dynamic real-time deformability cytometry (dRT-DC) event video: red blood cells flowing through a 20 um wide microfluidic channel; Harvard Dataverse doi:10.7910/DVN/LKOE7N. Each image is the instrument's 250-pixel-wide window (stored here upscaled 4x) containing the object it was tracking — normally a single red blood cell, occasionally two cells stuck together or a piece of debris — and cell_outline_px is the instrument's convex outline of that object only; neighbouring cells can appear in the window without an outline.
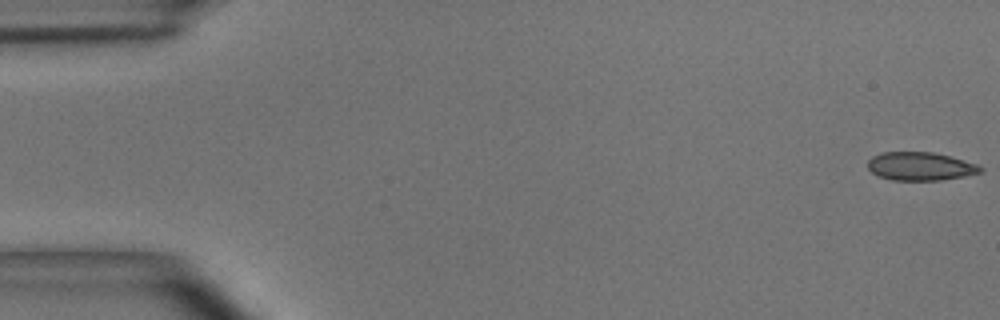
{"species": "common noctule bat (a hibernating species)", "species_latin": "Nyctalus noctula", "temperature_condition": "room temperature", "stored_images_in_passage": 4, "camera_frame_rate_fps": 3000, "um_per_image_px": 0.085, "animal": {"sex": "male", "body_mass_g": 15.6}, "frame": {"image": 1, "passage_image": 1, "time_ms": 0.0, "image_size_px": [1000, 320], "cell_outline_px": [[984, 172], [964, 176], [940, 180], [892, 180], [880, 176], [872, 172], [868, 168], [868, 160], [872, 156], [880, 152], [932, 152], [980, 164], [984, 168]], "centroid_in_image_um": [78.26, 14.13], "position_along_channel_um": 6.7, "area_um2": 18.67}}
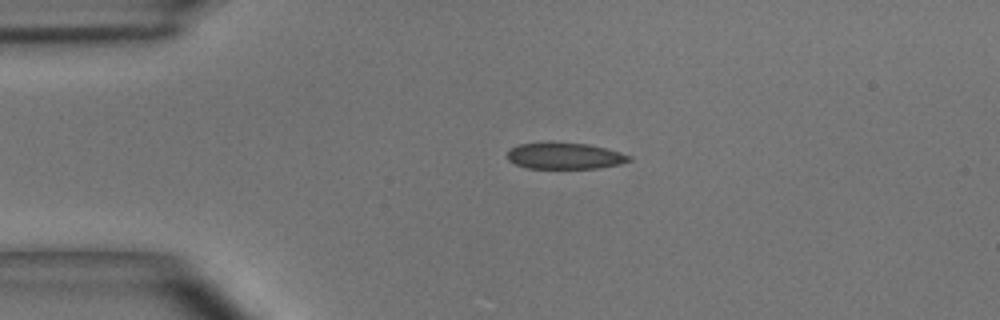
{"frame": {"image": 2, "passage_image": 4, "time_ms": 1.0, "image_size_px": [1000, 320], "cell_outline_px": [[632, 160], [620, 164], [600, 168], [528, 168], [516, 164], [508, 160], [508, 148], [516, 144], [588, 144], [620, 152], [632, 156]], "centroid_in_image_um": [48.02, 13.28], "position_along_channel_um": 37.0, "area_um2": 18.26}}